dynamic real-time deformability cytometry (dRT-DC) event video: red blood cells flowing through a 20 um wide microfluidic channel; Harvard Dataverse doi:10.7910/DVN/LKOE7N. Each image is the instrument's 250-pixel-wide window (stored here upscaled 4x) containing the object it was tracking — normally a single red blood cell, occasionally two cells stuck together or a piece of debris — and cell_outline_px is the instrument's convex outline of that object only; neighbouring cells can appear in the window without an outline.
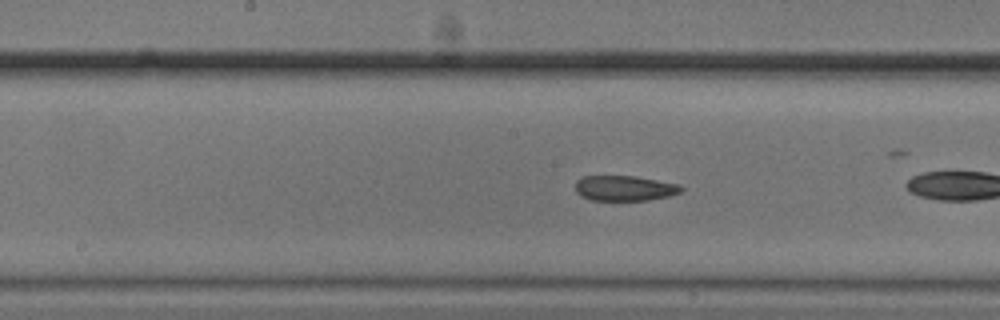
{"species": "common noctule bat (a hibernating species)", "species_latin": "Nyctalus noctula", "temperature_condition": "cold", "stored_images_in_passage": 40, "camera_frame_rate_fps": 3000, "um_per_image_px": 0.085, "animal": {"sex": "male", "body_mass_g": 20.5, "forearm_length_mm": 52.5}, "frame": {"image": 1, "passage_image": 12, "time_ms": 3.667, "image_size_px": [1000, 320], "cell_outline_px": [[684, 188], [680, 192], [668, 196], [648, 200], [592, 200], [580, 196], [576, 192], [576, 180], [584, 176], [636, 176], [680, 184]], "centroid_in_image_um": [53.09, 15.99], "position_along_channel_um": 195.1, "area_um2": 15.61}}
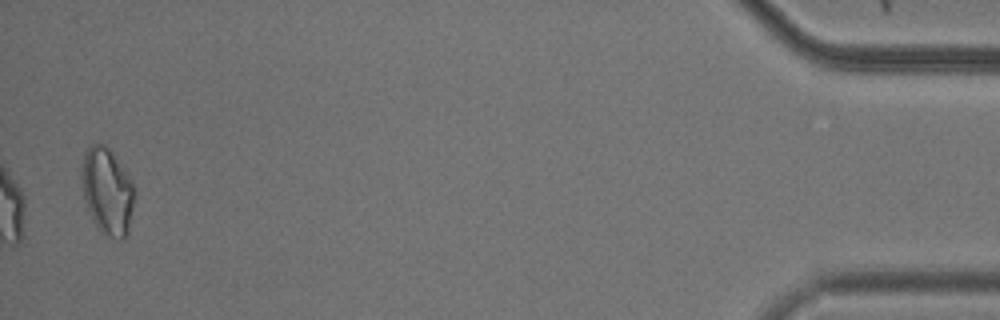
{"frame": {"image": 2, "passage_image": 40, "time_ms": 13.0, "image_size_px": [1000, 320], "cell_outline_px": [[136, 196], [128, 232], [120, 240], [116, 240], [108, 236], [96, 228], [92, 220], [84, 200], [80, 176], [80, 168], [84, 148], [92, 144], [104, 144], [112, 152], [132, 180]], "centroid_in_image_um": [9.1, 16.24], "position_along_channel_um": 426.1, "area_um2": 27.4}, "authors_computed_cell_mechanics": {"area_um2": 17.1377, "velocity_mm_per_s": 3.706, "shape_relaxation_time_tau1_ms": null, "shape_relaxation_time_tau2_ms": 2.8095, "deformation_change_tau1": null, "deformation_change_tau2": 0.0673}}